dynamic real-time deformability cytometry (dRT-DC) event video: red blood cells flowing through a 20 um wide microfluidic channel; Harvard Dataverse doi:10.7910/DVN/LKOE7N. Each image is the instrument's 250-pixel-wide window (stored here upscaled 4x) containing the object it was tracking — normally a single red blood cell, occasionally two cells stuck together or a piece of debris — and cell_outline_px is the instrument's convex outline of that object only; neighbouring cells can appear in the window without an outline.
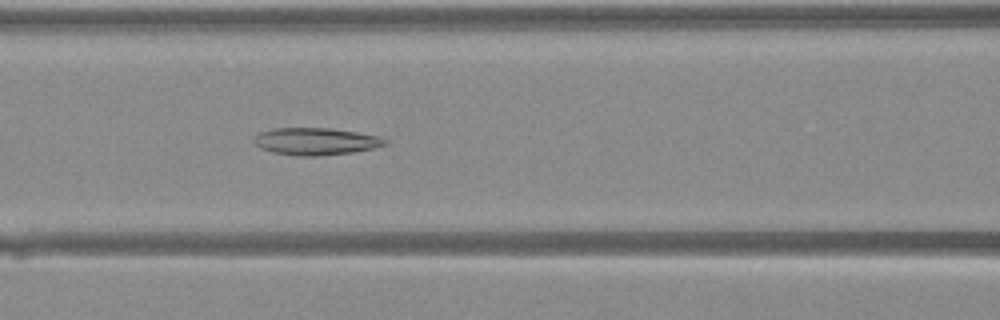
{"species": "Egyptian fruit bat (a non-hibernating species)", "species_latin": "Rousettus aegyptiacus", "temperature_condition": "warm", "stored_images_in_passage": 40, "camera_frame_rate_fps": 3000, "um_per_image_px": 0.085, "animal": {"sex": "female"}, "frame": {"image": 1, "passage_image": 17, "time_ms": 5.333, "image_size_px": [1000, 320], "cell_outline_px": [[388, 144], [376, 148], [352, 152], [316, 156], [296, 156], [276, 152], [260, 148], [252, 140], [260, 132], [276, 128], [332, 128], [356, 132], [376, 136], [388, 140]], "centroid_in_image_um": [26.86, 12.02], "position_along_channel_um": 139.7, "area_um2": 20.63}}
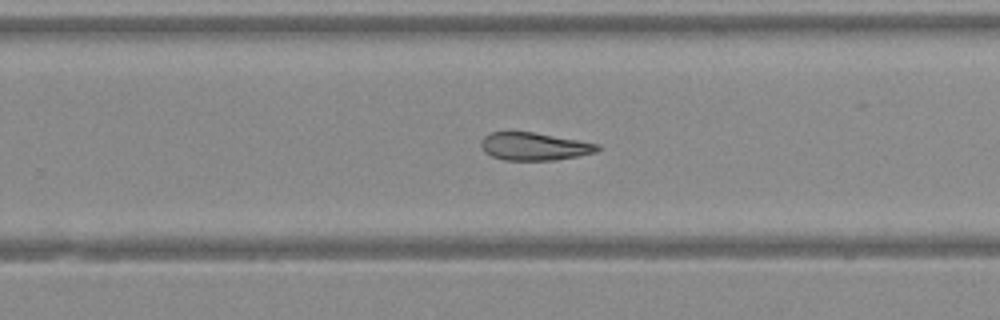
{"frame": {"image": 2, "passage_image": 26, "time_ms": 8.333, "image_size_px": [1000, 320], "cell_outline_px": [[600, 148], [596, 152], [576, 156], [552, 160], [504, 160], [492, 156], [484, 152], [480, 144], [480, 140], [484, 136], [492, 132], [532, 132], [600, 144]], "centroid_in_image_um": [45.38, 12.45], "position_along_channel_um": 284.4, "area_um2": 18.67}}
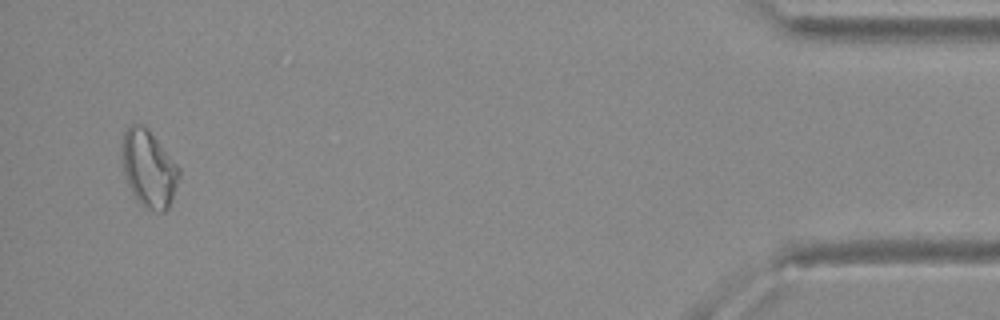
{"frame": {"image": 3, "passage_image": 39, "time_ms": 12.667, "image_size_px": [1000, 320], "cell_outline_px": [[180, 176], [168, 208], [164, 212], [160, 212], [148, 208], [136, 200], [128, 184], [124, 172], [120, 156], [120, 148], [124, 132], [132, 124], [144, 124], [148, 128], [180, 168]], "centroid_in_image_um": [12.62, 14.3], "position_along_channel_um": 422.6, "area_um2": 25.66}}